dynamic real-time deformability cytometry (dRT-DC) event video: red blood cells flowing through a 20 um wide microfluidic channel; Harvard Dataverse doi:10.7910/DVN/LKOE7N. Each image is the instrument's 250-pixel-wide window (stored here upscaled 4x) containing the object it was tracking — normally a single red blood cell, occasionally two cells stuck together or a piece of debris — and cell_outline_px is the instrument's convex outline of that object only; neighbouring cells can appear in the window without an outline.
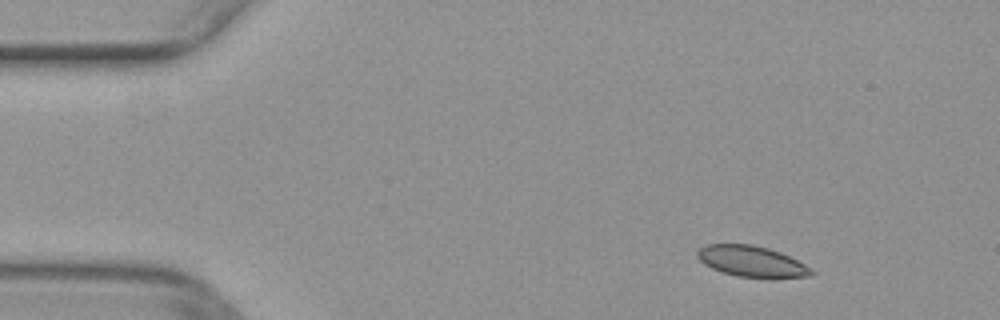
{"species": "common noctule bat (a hibernating species)", "species_latin": "Nyctalus noctula", "temperature_condition": "warm", "stored_images_in_passage": 45, "camera_frame_rate_fps": 3000, "um_per_image_px": 0.085, "animal": {"sex": "female", "body_mass_g": 29.2, "forearm_length_mm": 56.3}, "frame": {"image": 1, "passage_image": 1, "time_ms": 0.0, "image_size_px": [1000, 320], "cell_outline_px": [[816, 272], [812, 276], [772, 280], [736, 276], [720, 272], [704, 264], [696, 256], [696, 252], [704, 244], [752, 244], [768, 248], [780, 252], [812, 268]], "centroid_in_image_um": [63.93, 22.26], "position_along_channel_um": 21.1, "area_um2": 21.27}}
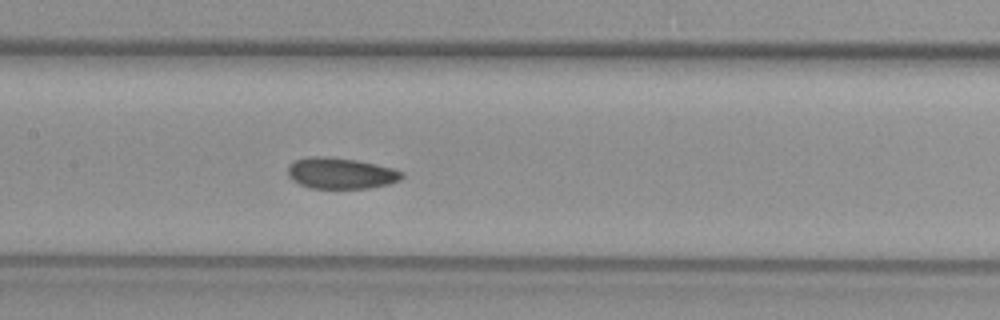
{"frame": {"image": 2, "passage_image": 19, "time_ms": 6.0, "image_size_px": [1000, 320], "cell_outline_px": [[404, 176], [400, 180], [388, 184], [368, 188], [308, 188], [292, 180], [288, 176], [288, 164], [296, 160], [308, 156], [328, 156], [356, 160], [392, 168], [404, 172]], "centroid_in_image_um": [28.94, 14.72], "position_along_channel_um": 178.5, "area_um2": 20.75}}
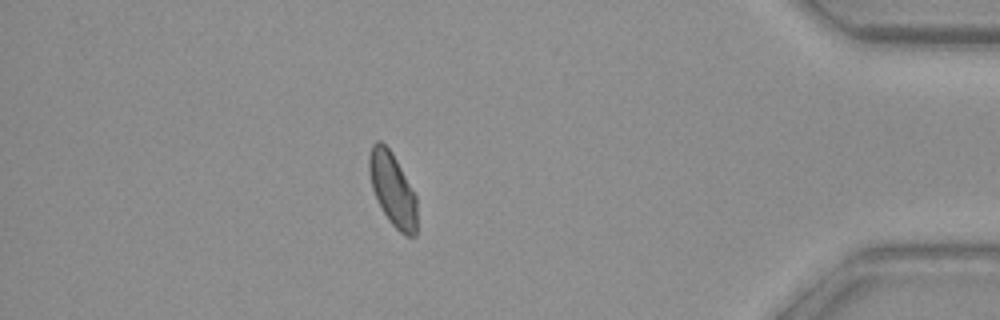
{"frame": {"image": 3, "passage_image": 39, "time_ms": 12.667, "image_size_px": [1000, 320], "cell_outline_px": [[416, 236], [404, 236], [388, 220], [372, 188], [368, 172], [368, 156], [372, 144], [376, 140], [380, 140], [392, 152], [416, 196]], "centroid_in_image_um": [33.35, 16.07], "position_along_channel_um": 401.8, "area_um2": 20.29}}